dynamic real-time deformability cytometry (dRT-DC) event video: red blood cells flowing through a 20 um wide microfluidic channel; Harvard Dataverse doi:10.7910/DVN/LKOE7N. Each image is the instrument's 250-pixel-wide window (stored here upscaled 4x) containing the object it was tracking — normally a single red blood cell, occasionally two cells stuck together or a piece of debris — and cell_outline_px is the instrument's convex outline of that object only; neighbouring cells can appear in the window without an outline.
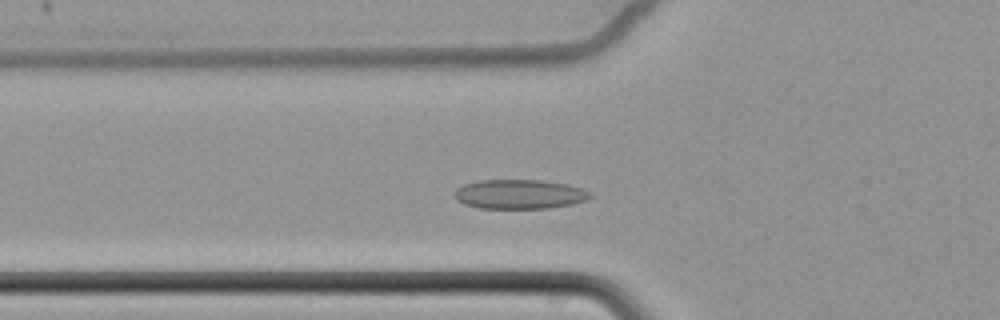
{"species": "common noctule bat (a hibernating species)", "species_latin": "Nyctalus noctula", "temperature_condition": "cold", "stored_images_in_passage": 54, "camera_frame_rate_fps": 3000, "um_per_image_px": 0.085, "animal": {"sex": "female", "body_mass_g": 22.7, "forearm_length_mm": 54.2}, "frame": {"image": 1, "passage_image": 15, "time_ms": 4.667, "image_size_px": [1000, 320], "cell_outline_px": [[592, 196], [584, 200], [572, 204], [548, 208], [480, 208], [464, 204], [456, 200], [456, 188], [464, 184], [476, 180], [540, 180], [568, 184], [592, 192]], "centroid_in_image_um": [44.15, 16.5], "position_along_channel_um": 81.7, "area_um2": 23.18}}
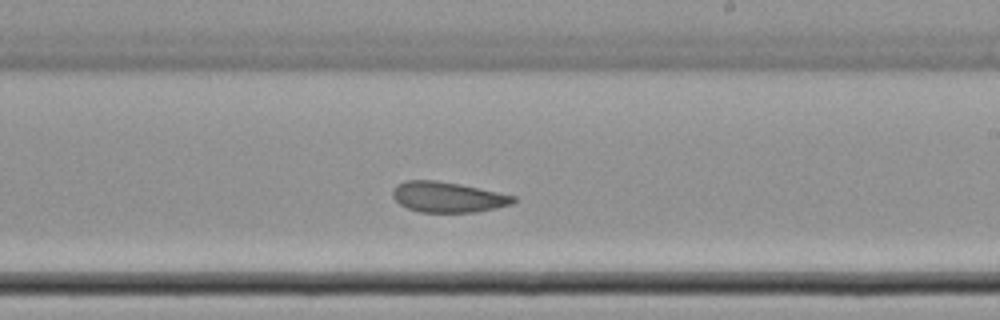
{"frame": {"image": 2, "passage_image": 30, "time_ms": 9.667, "image_size_px": [1000, 320], "cell_outline_px": [[516, 200], [512, 204], [476, 212], [420, 212], [408, 208], [400, 204], [392, 196], [392, 188], [396, 184], [404, 180], [436, 180], [460, 184], [516, 196]], "centroid_in_image_um": [38.02, 16.74], "position_along_channel_um": 251.0, "area_um2": 21.44}}
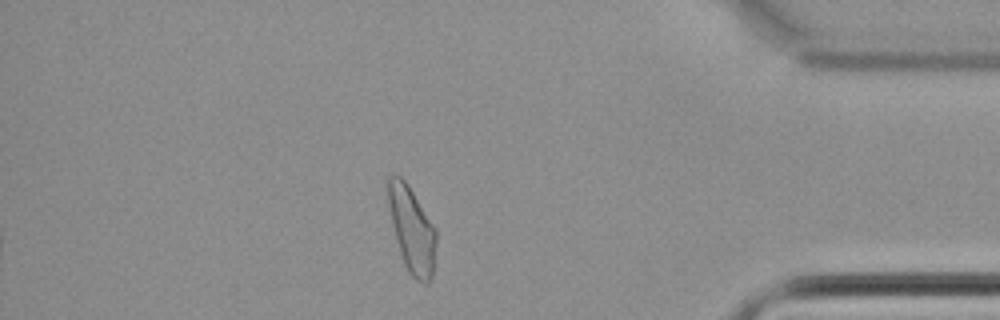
{"frame": {"image": 3, "passage_image": 46, "time_ms": 15.0, "image_size_px": [1000, 320], "cell_outline_px": [[436, 244], [432, 280], [428, 284], [424, 284], [416, 280], [408, 272], [404, 264], [400, 252], [392, 224], [388, 204], [388, 176], [396, 172], [408, 184], [436, 228]], "centroid_in_image_um": [35.02, 19.53], "position_along_channel_um": 400.2, "area_um2": 24.16}, "authors_computed_cell_mechanics": {"area_um2": 23.5535, "velocity_mm_per_s": 3.4023, "shape_relaxation_time_tau1_ms": null, "shape_relaxation_time_tau2_ms": 4.6883, "deformation_change_tau1": null, "deformation_change_tau2": 0.0969}}